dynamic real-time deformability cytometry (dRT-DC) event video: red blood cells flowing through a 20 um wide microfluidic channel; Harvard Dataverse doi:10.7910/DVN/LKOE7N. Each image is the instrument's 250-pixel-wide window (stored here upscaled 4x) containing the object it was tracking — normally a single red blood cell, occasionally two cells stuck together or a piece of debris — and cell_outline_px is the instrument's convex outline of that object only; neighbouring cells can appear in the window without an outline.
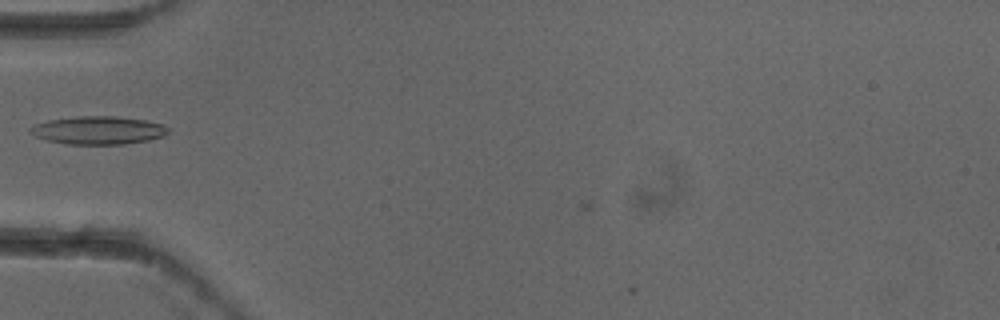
{"species": "common noctule bat (a hibernating species)", "species_latin": "Nyctalus noctula", "temperature_condition": "cold", "stored_images_in_passage": 4, "camera_frame_rate_fps": 3000, "um_per_image_px": 0.085, "animal": {"sex": "female"}, "frame": {"image": 1, "passage_image": 4, "time_ms": 1.0, "image_size_px": [1000, 320], "cell_outline_px": [[168, 132], [164, 136], [148, 140], [124, 144], [64, 144], [48, 140], [36, 136], [28, 132], [28, 128], [32, 124], [48, 120], [80, 116], [116, 116], [144, 120], [164, 124], [168, 128]], "centroid_in_image_um": [8.32, 11.07], "position_along_channel_um": 76.7, "area_um2": 22.66}}